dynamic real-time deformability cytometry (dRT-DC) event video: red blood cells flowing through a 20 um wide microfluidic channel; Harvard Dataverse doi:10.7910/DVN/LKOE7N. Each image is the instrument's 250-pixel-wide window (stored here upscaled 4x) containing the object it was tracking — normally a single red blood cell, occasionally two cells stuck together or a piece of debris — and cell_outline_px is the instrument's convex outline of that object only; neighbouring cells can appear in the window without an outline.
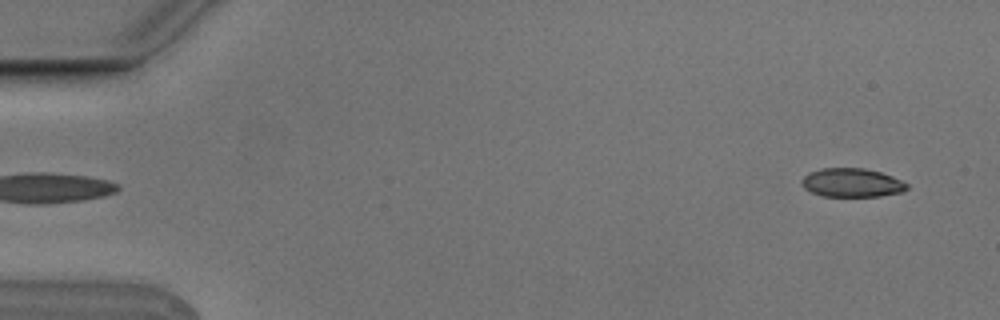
{"species": "Egyptian fruit bat (a non-hibernating species)", "species_latin": "Rousettus aegyptiacus", "temperature_condition": "cold", "stored_images_in_passage": 5, "segment_of_instrument_passage": [2, 2], "camera_frame_rate_fps": 3000, "um_per_image_px": 0.085, "animal": {"sex": "male"}, "frame": {"image": 1, "passage_image": 5, "time_ms": 1.333, "image_size_px": [1000, 320], "cell_outline_px": [[908, 188], [900, 192], [880, 196], [824, 196], [812, 192], [804, 188], [800, 184], [800, 180], [808, 172], [820, 168], [864, 168], [880, 172], [892, 176], [908, 184]], "centroid_in_image_um": [72.36, 15.52], "position_along_channel_um": 12.6, "area_um2": 17.63}}